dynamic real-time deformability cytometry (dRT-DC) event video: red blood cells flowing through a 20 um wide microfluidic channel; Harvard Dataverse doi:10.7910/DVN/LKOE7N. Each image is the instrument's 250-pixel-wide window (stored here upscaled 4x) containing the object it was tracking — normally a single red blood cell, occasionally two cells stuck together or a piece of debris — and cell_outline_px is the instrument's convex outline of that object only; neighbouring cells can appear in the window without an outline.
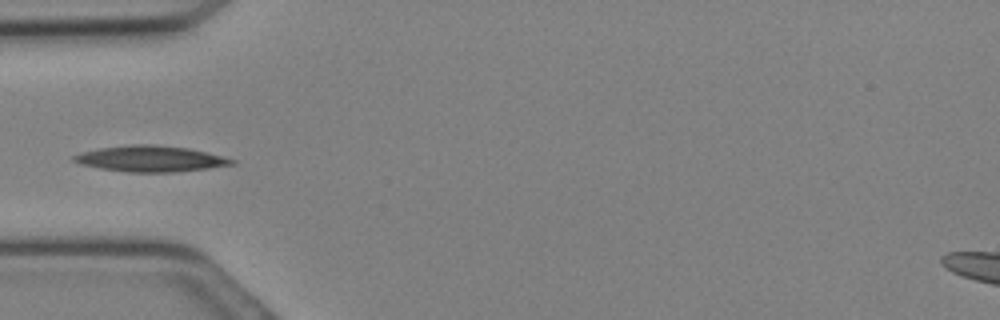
{"species": "Egyptian fruit bat (a non-hibernating species)", "species_latin": "Rousettus aegyptiacus", "temperature_condition": "cold", "stored_images_in_passage": 7, "camera_frame_rate_fps": 3000, "um_per_image_px": 0.085, "animal": {"sex": "female"}, "frame": {"image": 1, "passage_image": 2, "time_ms": 0.333, "image_size_px": [1000, 320], "cell_outline_px": [[236, 164], [208, 168], [172, 172], [128, 172], [100, 168], [80, 164], [72, 160], [72, 156], [80, 152], [100, 148], [128, 144], [156, 144], [188, 148], [236, 160]], "centroid_in_image_um": [12.75, 13.48], "position_along_channel_um": 72.3, "area_um2": 23.81}}
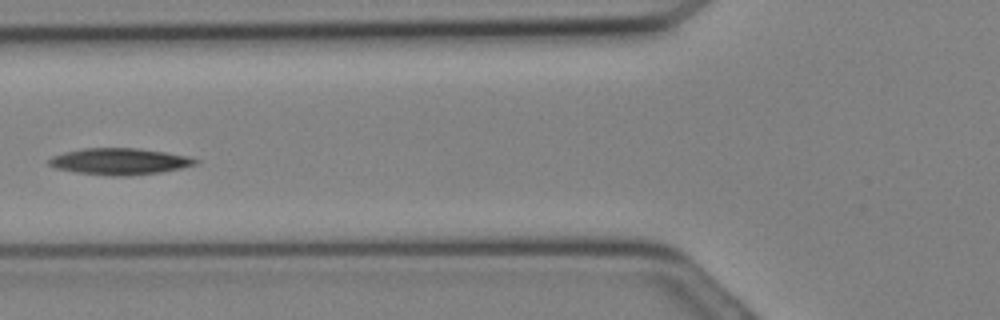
{"frame": {"image": 2, "passage_image": 4, "time_ms": 1.0, "image_size_px": [1000, 320], "cell_outline_px": [[200, 160], [196, 164], [180, 168], [160, 172], [128, 176], [112, 176], [76, 172], [56, 168], [48, 164], [48, 160], [52, 156], [64, 152], [84, 148], [136, 148], [164, 152], [188, 156]], "centroid_in_image_um": [10.15, 13.72], "position_along_channel_um": 115.6, "area_um2": 22.48}}
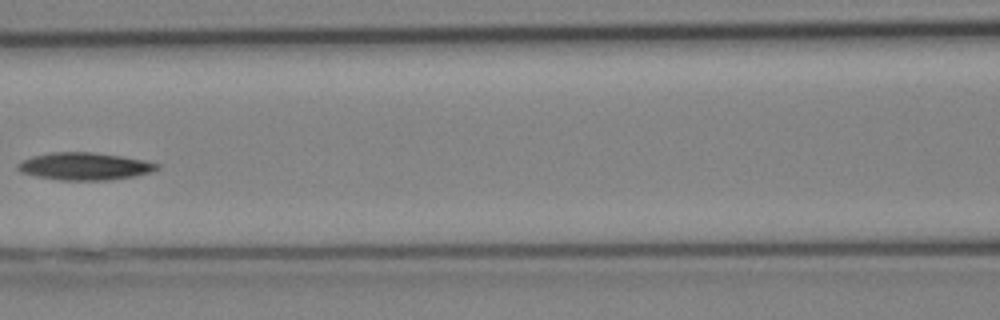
{"frame": {"image": 3, "passage_image": 6, "time_ms": 1.667, "image_size_px": [1000, 320], "cell_outline_px": [[160, 168], [152, 172], [136, 176], [108, 180], [60, 180], [36, 176], [20, 172], [16, 168], [16, 164], [20, 160], [32, 156], [48, 152], [96, 152], [144, 160], [160, 164]], "centroid_in_image_um": [7.17, 14.13], "position_along_channel_um": 159.4, "area_um2": 22.54}}